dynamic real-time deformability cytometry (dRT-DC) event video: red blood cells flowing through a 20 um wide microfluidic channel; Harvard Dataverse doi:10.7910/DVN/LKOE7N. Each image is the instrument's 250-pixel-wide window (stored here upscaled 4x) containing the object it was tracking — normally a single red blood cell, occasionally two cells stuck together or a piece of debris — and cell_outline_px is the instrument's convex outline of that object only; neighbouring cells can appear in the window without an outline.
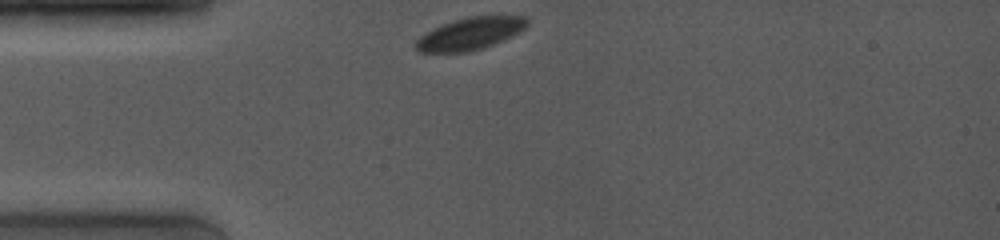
{"species": "common noctule bat (a hibernating species)", "species_latin": "Nyctalus noctula", "temperature_condition": "room temperature", "stored_images_in_passage": 48, "camera_frame_rate_fps": 4000, "um_per_image_px": 0.085, "animal": {"sex": "female", "body_mass_g": 19.0, "forearm_length_mm": 53.3}, "frame": {"image": 1, "passage_image": 1, "time_ms": 0.0, "image_size_px": [1000, 240], "cell_outline_px": [[528, 24], [520, 32], [504, 40], [468, 52], [420, 52], [412, 44], [420, 36], [444, 24], [468, 16], [528, 16]], "centroid_in_image_um": [39.98, 2.86], "position_along_channel_um": 45.0, "area_um2": 20.63}}
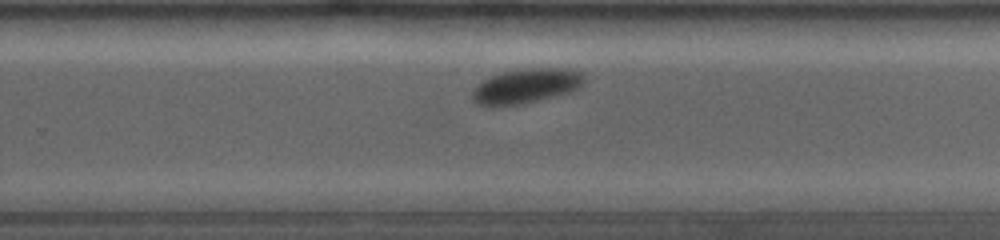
{"frame": {"image": 2, "passage_image": 31, "time_ms": 6.75, "image_size_px": [1000, 240], "cell_outline_px": [[584, 80], [572, 92], [556, 96], [520, 104], [480, 104], [472, 100], [472, 92], [484, 80], [492, 76], [504, 72], [540, 68], [564, 68], [580, 72], [584, 76]], "centroid_in_image_um": [44.77, 7.3], "position_along_channel_um": 285.0, "area_um2": 21.68}}
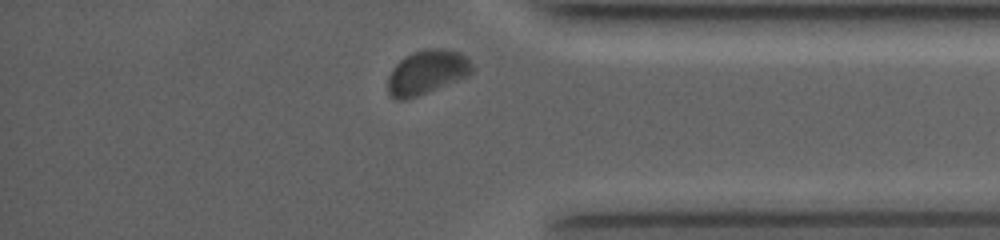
{"frame": {"image": 3, "passage_image": 45, "time_ms": 9.75, "image_size_px": [1000, 240], "cell_outline_px": [[472, 72], [468, 76], [416, 96], [404, 100], [396, 100], [388, 92], [388, 76], [392, 68], [404, 56], [412, 52], [424, 48], [440, 48], [460, 52], [472, 64]], "centroid_in_image_um": [36.26, 6.12], "position_along_channel_um": 398.9, "area_um2": 21.56}}